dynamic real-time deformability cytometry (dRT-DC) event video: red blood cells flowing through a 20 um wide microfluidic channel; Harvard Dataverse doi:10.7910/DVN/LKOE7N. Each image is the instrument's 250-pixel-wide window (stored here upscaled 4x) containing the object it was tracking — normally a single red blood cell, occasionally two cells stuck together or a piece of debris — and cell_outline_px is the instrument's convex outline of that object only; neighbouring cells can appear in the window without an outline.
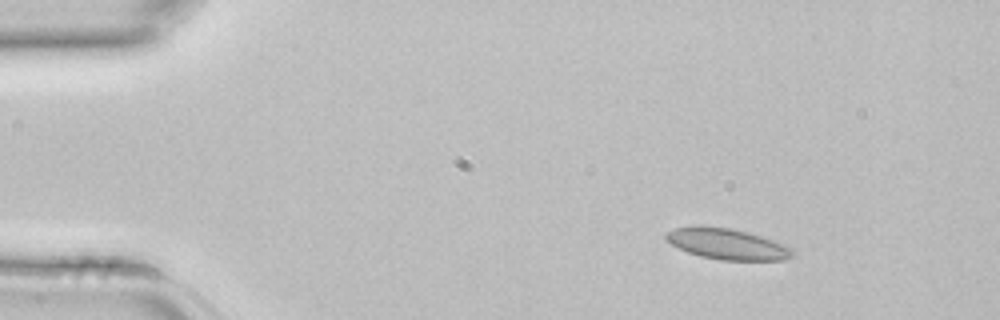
{"species": "common noctule bat (a hibernating species)", "species_latin": "Nyctalus noctula", "temperature_condition": "room temperature", "stored_images_in_passage": 3, "segment_of_instrument_passage": [1, 2], "camera_frame_rate_fps": 3000, "um_per_image_px": 0.085, "animal": {"sex": "female", "body_mass_g": 22.7, "forearm_length_mm": 54.2}, "frame": {"image": 1, "passage_image": 1, "time_ms": 0.0, "image_size_px": [1000, 320], "cell_outline_px": [[796, 252], [792, 256], [784, 260], [720, 260], [700, 256], [688, 252], [672, 244], [664, 236], [668, 232], [676, 228], [732, 228], [748, 232], [772, 240], [792, 248]], "centroid_in_image_um": [61.89, 20.78], "position_along_channel_um": 23.1, "area_um2": 22.02}}